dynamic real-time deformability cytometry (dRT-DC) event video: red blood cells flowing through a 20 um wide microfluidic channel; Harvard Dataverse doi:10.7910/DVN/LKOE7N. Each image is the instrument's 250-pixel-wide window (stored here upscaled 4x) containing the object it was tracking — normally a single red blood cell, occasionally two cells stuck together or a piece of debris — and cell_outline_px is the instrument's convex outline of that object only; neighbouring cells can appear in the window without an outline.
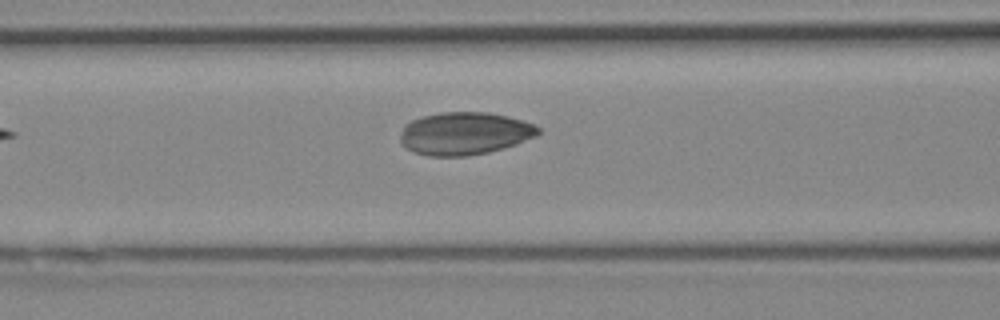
{"species": "Egyptian fruit bat (a non-hibernating species)", "species_latin": "Rousettus aegyptiacus", "temperature_condition": "cold", "stored_images_in_passage": 3, "camera_frame_rate_fps": 3000, "um_per_image_px": 0.085, "animal": {"sex": "female"}, "frame": {"image": 1, "passage_image": 3, "time_ms": 0.667, "image_size_px": [1000, 320], "cell_outline_px": [[540, 132], [536, 136], [516, 144], [488, 152], [468, 156], [428, 156], [416, 152], [408, 148], [400, 140], [400, 136], [404, 124], [412, 120], [424, 116], [440, 112], [488, 112], [508, 116], [524, 120], [540, 128]], "centroid_in_image_um": [39.51, 11.33], "position_along_channel_um": 127.1, "area_um2": 34.22}}